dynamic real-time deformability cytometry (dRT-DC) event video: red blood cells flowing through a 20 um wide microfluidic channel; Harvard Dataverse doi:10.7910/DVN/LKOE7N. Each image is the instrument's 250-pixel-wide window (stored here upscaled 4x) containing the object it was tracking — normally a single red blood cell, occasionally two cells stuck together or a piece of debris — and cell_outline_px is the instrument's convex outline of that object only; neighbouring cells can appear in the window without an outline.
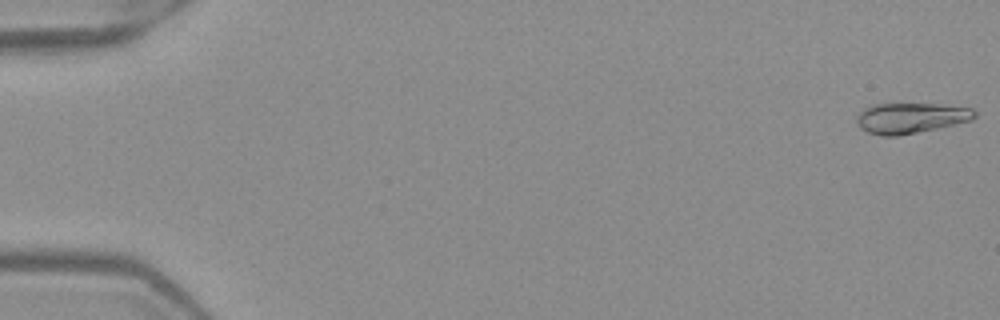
{"species": "Egyptian fruit bat (a non-hibernating species)", "species_latin": "Rousettus aegyptiacus", "temperature_condition": "warm", "stored_images_in_passage": 52, "camera_frame_rate_fps": 3000, "um_per_image_px": 0.085, "frame": {"image": 1, "passage_image": 1, "time_ms": 0.0, "image_size_px": [1000, 320], "cell_outline_px": [[976, 116], [972, 120], [956, 124], [900, 136], [880, 136], [868, 132], [860, 128], [856, 120], [856, 116], [864, 108], [872, 104], [936, 104], [972, 108], [976, 112]], "centroid_in_image_um": [77.39, 10.04], "position_along_channel_um": 7.6, "area_um2": 21.04}}
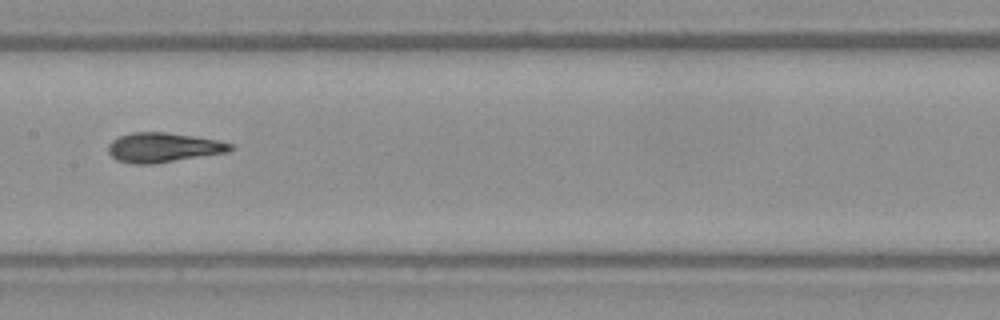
{"frame": {"image": 2, "passage_image": 27, "time_ms": 8.667, "image_size_px": [1000, 320], "cell_outline_px": [[236, 148], [228, 152], [152, 164], [132, 164], [116, 160], [108, 152], [108, 144], [112, 140], [120, 136], [132, 132], [164, 132], [192, 136], [216, 140], [236, 144]], "centroid_in_image_um": [13.89, 12.54], "position_along_channel_um": 193.5, "area_um2": 21.1}}
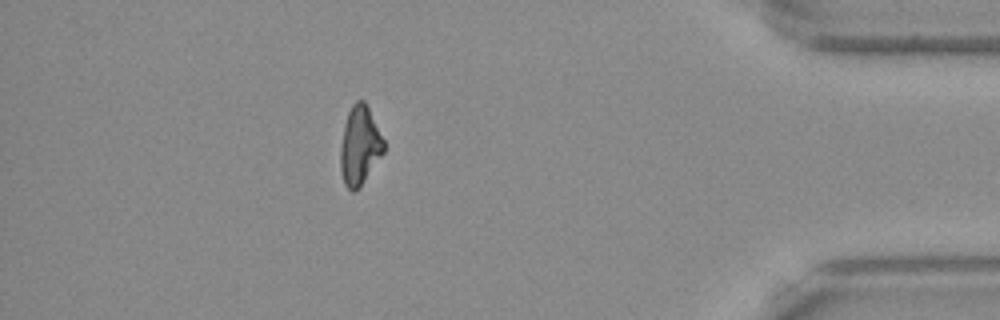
{"frame": {"image": 3, "passage_image": 46, "time_ms": 15.0, "image_size_px": [1000, 320], "cell_outline_px": [[384, 152], [360, 188], [352, 192], [344, 184], [340, 172], [340, 148], [344, 124], [348, 112], [352, 104], [356, 100], [364, 100], [384, 140]], "centroid_in_image_um": [30.56, 12.41], "position_along_channel_um": 404.6, "area_um2": 19.94}, "authors_computed_cell_mechanics": {"area_um2": 20.808, "velocity_mm_per_s": 3.9979, "shape_relaxation_time_tau1_ms": 8.5544, "shape_relaxation_time_tau2_ms": 1.3035, "deformation_change_tau1": 0.2447, "deformation_change_tau2": 0.0524}}